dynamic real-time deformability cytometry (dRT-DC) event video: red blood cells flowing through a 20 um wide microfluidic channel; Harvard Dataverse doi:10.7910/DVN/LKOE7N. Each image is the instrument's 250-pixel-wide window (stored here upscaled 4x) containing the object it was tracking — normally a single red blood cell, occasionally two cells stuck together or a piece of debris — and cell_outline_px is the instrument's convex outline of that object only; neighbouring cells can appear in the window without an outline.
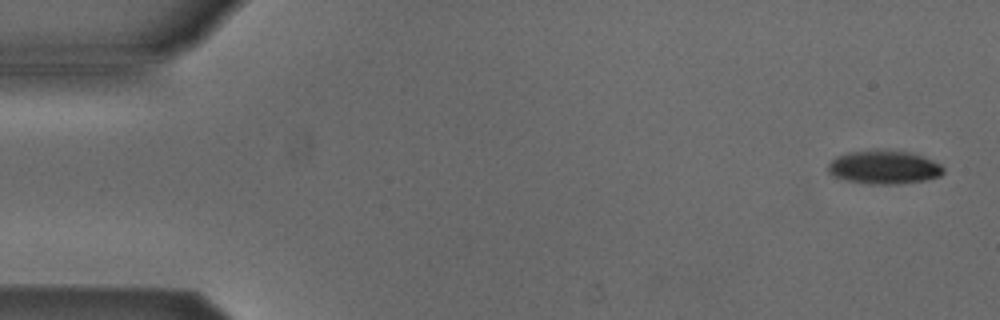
{"species": "Egyptian fruit bat (a non-hibernating species)", "species_latin": "Rousettus aegyptiacus", "temperature_condition": "cold", "stored_images_in_passage": 6, "camera_frame_rate_fps": 3000, "um_per_image_px": 0.085, "animal": {"sex": "male"}, "frame": {"image": 1, "passage_image": 1, "time_ms": 0.0, "image_size_px": [1000, 320], "cell_outline_px": [[944, 172], [940, 176], [924, 180], [896, 184], [868, 184], [844, 180], [832, 176], [828, 172], [828, 164], [836, 156], [848, 152], [912, 152], [932, 160], [940, 164], [944, 168]], "centroid_in_image_um": [75.12, 14.25], "position_along_channel_um": 9.9, "area_um2": 22.08}}
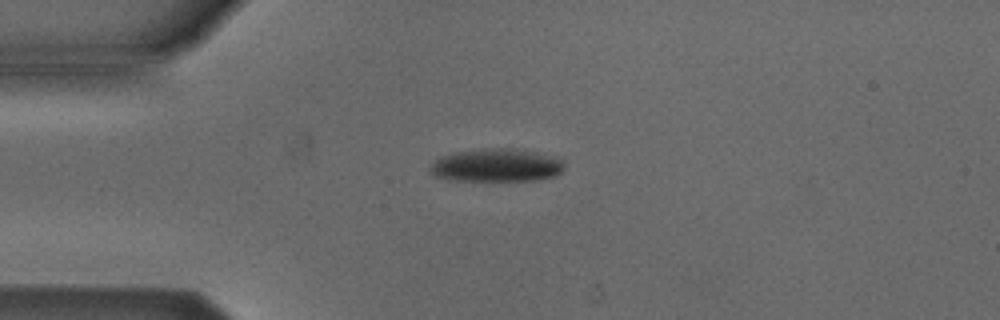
{"frame": {"image": 2, "passage_image": 4, "time_ms": 3.667, "image_size_px": [1000, 320], "cell_outline_px": [[564, 172], [556, 176], [536, 180], [452, 180], [432, 176], [428, 168], [440, 156], [452, 152], [484, 148], [512, 148], [536, 152], [556, 156], [564, 160]], "centroid_in_image_um": [42.22, 14.04], "position_along_channel_um": 42.8, "area_um2": 26.3}}
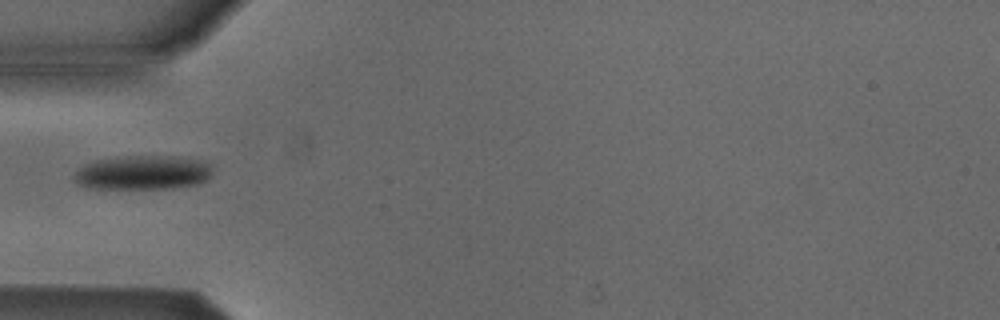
{"frame": {"image": 3, "passage_image": 5, "time_ms": 5.0, "image_size_px": [1000, 320], "cell_outline_px": [[212, 172], [204, 180], [196, 184], [172, 188], [88, 188], [76, 184], [72, 176], [80, 168], [88, 164], [100, 160], [128, 156], [180, 156], [212, 164]], "centroid_in_image_um": [12.14, 14.67], "position_along_channel_um": 72.9, "area_um2": 27.22}}